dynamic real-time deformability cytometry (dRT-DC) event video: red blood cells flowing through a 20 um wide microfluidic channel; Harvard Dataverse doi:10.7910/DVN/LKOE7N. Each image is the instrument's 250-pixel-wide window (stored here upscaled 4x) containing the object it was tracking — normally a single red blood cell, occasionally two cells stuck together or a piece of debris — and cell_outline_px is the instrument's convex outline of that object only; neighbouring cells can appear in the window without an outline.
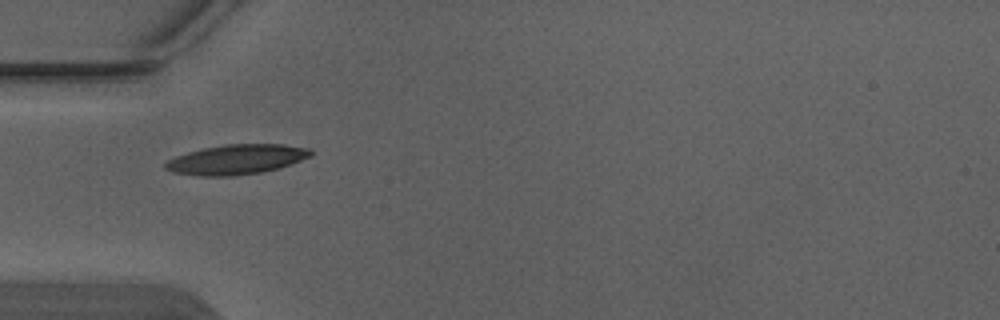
{"species": "Egyptian fruit bat (a non-hibernating species)", "species_latin": "Rousettus aegyptiacus", "temperature_condition": "warm", "stored_images_in_passage": 4, "camera_frame_rate_fps": 3000, "um_per_image_px": 0.085, "animal": {"sex": "male"}, "frame": {"image": 1, "passage_image": 1, "time_ms": 0.0, "image_size_px": [1000, 320], "cell_outline_px": [[312, 156], [280, 168], [260, 172], [232, 176], [200, 176], [172, 172], [164, 168], [164, 164], [168, 160], [176, 156], [188, 152], [204, 148], [224, 144], [284, 144], [308, 148], [312, 152]], "centroid_in_image_um": [20.1, 13.55], "position_along_channel_um": 64.9, "area_um2": 25.26}}
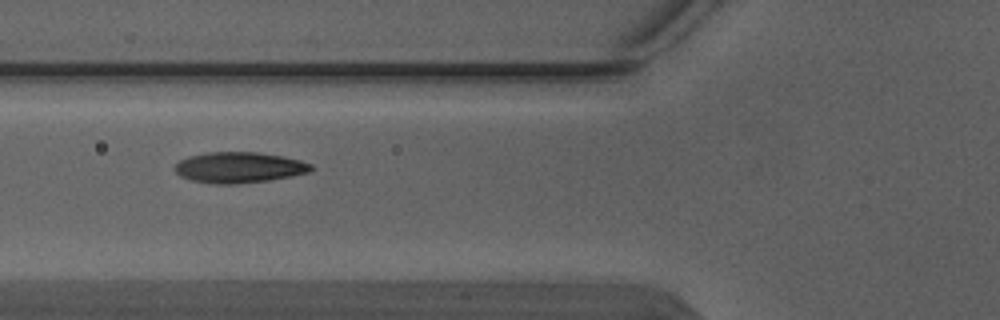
{"frame": {"image": 2, "passage_image": 2, "time_ms": 0.333, "image_size_px": [1000, 320], "cell_outline_px": [[312, 168], [308, 172], [292, 176], [268, 180], [236, 184], [216, 184], [192, 180], [180, 176], [176, 172], [176, 164], [180, 160], [188, 156], [208, 152], [260, 152], [300, 160], [312, 164]], "centroid_in_image_um": [20.32, 14.23], "position_along_channel_um": 105.5, "area_um2": 24.28}}
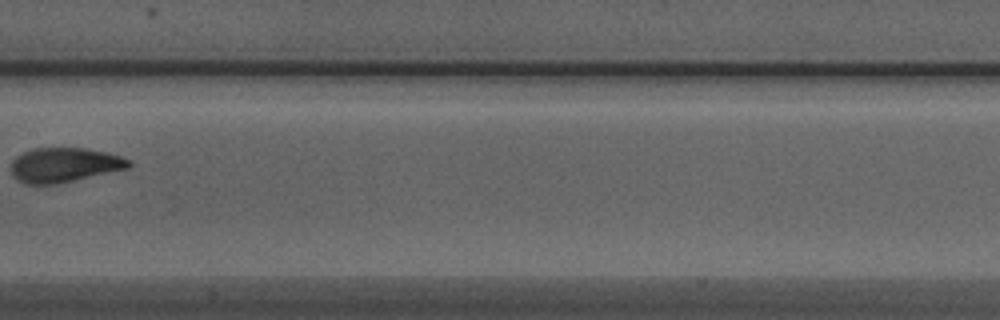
{"frame": {"image": 3, "passage_image": 4, "time_ms": 1.0, "image_size_px": [1000, 320], "cell_outline_px": [[132, 164], [128, 168], [56, 184], [24, 184], [16, 180], [12, 176], [12, 160], [16, 156], [32, 148], [84, 148], [108, 152], [120, 156], [128, 160]], "centroid_in_image_um": [5.43, 14.02], "position_along_channel_um": 202.0, "area_um2": 23.64}}